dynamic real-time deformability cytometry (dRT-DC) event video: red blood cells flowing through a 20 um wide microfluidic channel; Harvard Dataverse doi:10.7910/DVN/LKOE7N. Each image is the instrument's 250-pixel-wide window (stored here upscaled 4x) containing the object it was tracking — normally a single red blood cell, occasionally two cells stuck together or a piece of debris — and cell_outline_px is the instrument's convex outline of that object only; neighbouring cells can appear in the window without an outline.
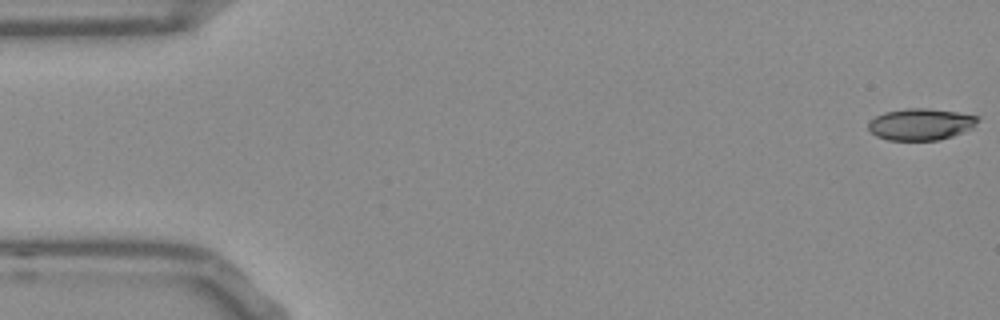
{"species": "Egyptian fruit bat (a non-hibernating species)", "species_latin": "Rousettus aegyptiacus", "temperature_condition": "room temperature", "stored_images_in_passage": 53, "camera_frame_rate_fps": 3000, "um_per_image_px": 0.085, "frame": {"image": 1, "passage_image": 1, "time_ms": 0.0, "image_size_px": [1000, 320], "cell_outline_px": [[980, 120], [972, 128], [952, 136], [936, 140], [888, 140], [876, 136], [868, 128], [868, 120], [884, 112], [908, 108], [928, 108], [956, 112], [980, 116]], "centroid_in_image_um": [78.26, 10.55], "position_along_channel_um": 6.7, "area_um2": 20.23}}
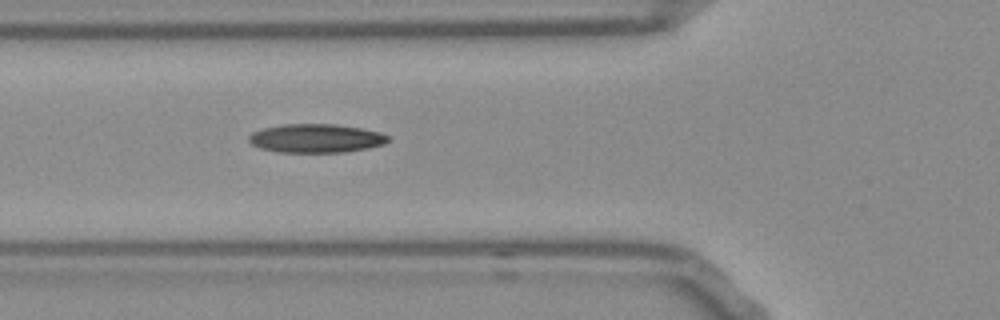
{"frame": {"image": 2, "passage_image": 19, "time_ms": 6.0, "image_size_px": [1000, 320], "cell_outline_px": [[392, 140], [384, 144], [368, 148], [344, 152], [280, 152], [260, 148], [252, 144], [248, 140], [248, 136], [252, 132], [264, 128], [284, 124], [336, 124], [360, 128], [380, 132], [388, 136]], "centroid_in_image_um": [26.88, 11.75], "position_along_channel_um": 98.9, "area_um2": 23.29}}
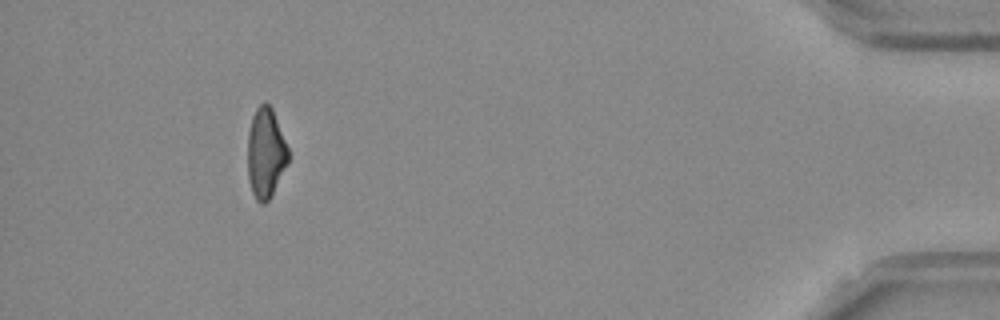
{"frame": {"image": 3, "passage_image": 49, "time_ms": 16.0, "image_size_px": [1000, 320], "cell_outline_px": [[288, 164], [268, 200], [264, 204], [260, 204], [256, 200], [252, 192], [248, 176], [248, 132], [252, 116], [256, 108], [264, 100], [272, 108], [288, 148]], "centroid_in_image_um": [22.57, 12.99], "position_along_channel_um": 412.6, "area_um2": 21.21}, "authors_computed_cell_mechanics": {"area_um2": 22.0796, "velocity_mm_per_s": 3.8077, "shape_relaxation_time_tau1_ms": 10.7805, "shape_relaxation_time_tau2_ms": 6.0858, "deformation_change_tau1": 0.2454, "deformation_change_tau2": 0.144}}